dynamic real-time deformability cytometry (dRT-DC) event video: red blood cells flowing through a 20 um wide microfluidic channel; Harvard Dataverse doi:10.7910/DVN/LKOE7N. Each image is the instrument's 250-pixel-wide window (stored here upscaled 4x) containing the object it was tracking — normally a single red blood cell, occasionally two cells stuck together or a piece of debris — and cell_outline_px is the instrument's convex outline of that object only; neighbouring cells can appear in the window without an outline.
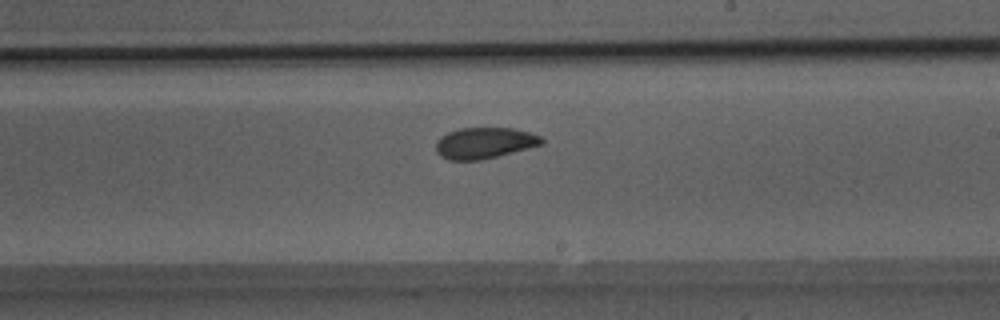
{"species": "Egyptian fruit bat (a non-hibernating species)", "species_latin": "Rousettus aegyptiacus", "temperature_condition": "room temperature", "stored_images_in_passage": 35, "camera_frame_rate_fps": 3000, "um_per_image_px": 0.085, "animal": {"sex": "male"}, "frame": {"image": 1, "passage_image": 20, "time_ms": 6.333, "image_size_px": [1000, 320], "cell_outline_px": [[544, 144], [480, 160], [448, 160], [440, 156], [436, 152], [436, 140], [440, 136], [448, 132], [460, 128], [512, 128], [528, 132], [540, 136], [544, 140]], "centroid_in_image_um": [41.14, 12.15], "position_along_channel_um": 247.9, "area_um2": 19.13}}